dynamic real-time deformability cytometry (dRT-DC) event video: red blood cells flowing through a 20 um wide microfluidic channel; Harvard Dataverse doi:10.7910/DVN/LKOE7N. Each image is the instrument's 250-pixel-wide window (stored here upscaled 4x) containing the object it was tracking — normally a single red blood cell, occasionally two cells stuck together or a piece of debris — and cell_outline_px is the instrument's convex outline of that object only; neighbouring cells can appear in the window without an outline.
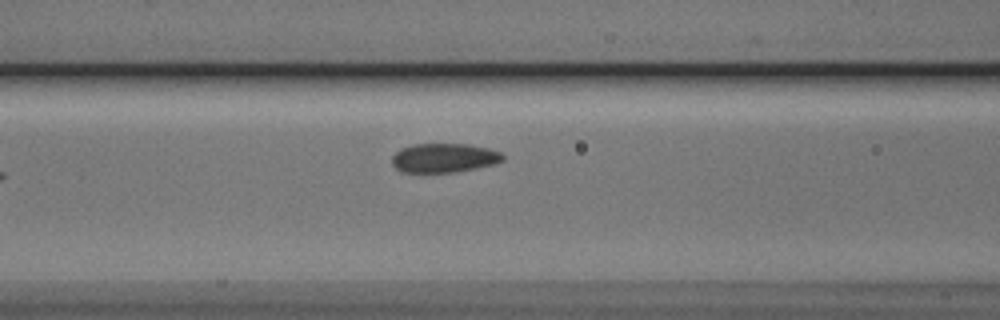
{"species": "Egyptian fruit bat (a non-hibernating species)", "species_latin": "Rousettus aegyptiacus", "temperature_condition": "cold", "stored_images_in_passage": 8, "camera_frame_rate_fps": 3000, "um_per_image_px": 0.085, "animal": {"sex": "male"}, "frame": {"image": 1, "passage_image": 8, "time_ms": 2.333, "image_size_px": [1000, 320], "cell_outline_px": [[504, 160], [496, 164], [476, 168], [452, 172], [400, 172], [392, 164], [392, 156], [400, 148], [412, 144], [468, 144], [488, 148], [500, 152], [504, 156]], "centroid_in_image_um": [37.74, 13.42], "position_along_channel_um": 128.9, "area_um2": 18.9}}